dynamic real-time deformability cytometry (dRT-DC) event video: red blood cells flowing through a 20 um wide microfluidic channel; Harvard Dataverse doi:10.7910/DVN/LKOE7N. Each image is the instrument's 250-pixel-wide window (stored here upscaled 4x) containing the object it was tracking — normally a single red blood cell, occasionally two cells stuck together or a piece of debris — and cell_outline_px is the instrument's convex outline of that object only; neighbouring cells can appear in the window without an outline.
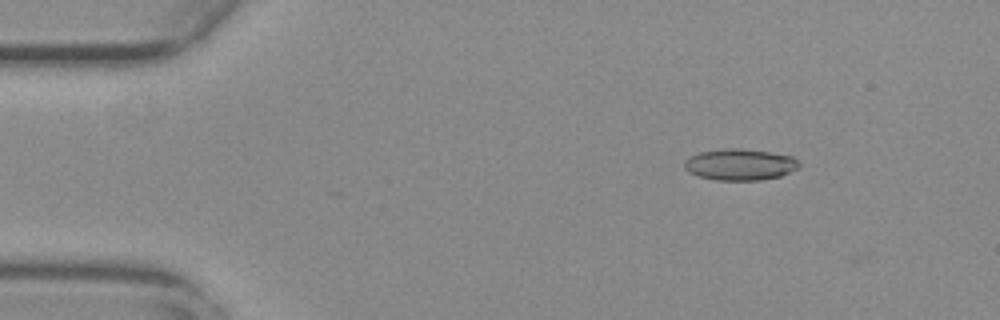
{"species": "common noctule bat (a hibernating species)", "species_latin": "Nyctalus noctula", "temperature_condition": "warm", "stored_images_in_passage": 48, "camera_frame_rate_fps": 3000, "um_per_image_px": 0.085, "animal": {"sex": "female", "body_mass_g": 29.2, "forearm_length_mm": 56.3}, "frame": {"image": 1, "passage_image": 1, "time_ms": 0.0, "image_size_px": [1000, 320], "cell_outline_px": [[800, 164], [796, 168], [780, 176], [760, 180], [716, 180], [700, 176], [688, 172], [684, 168], [684, 160], [700, 152], [724, 148], [740, 148], [768, 152], [792, 156]], "centroid_in_image_um": [62.86, 13.98], "position_along_channel_um": 22.1, "area_um2": 20.75}}
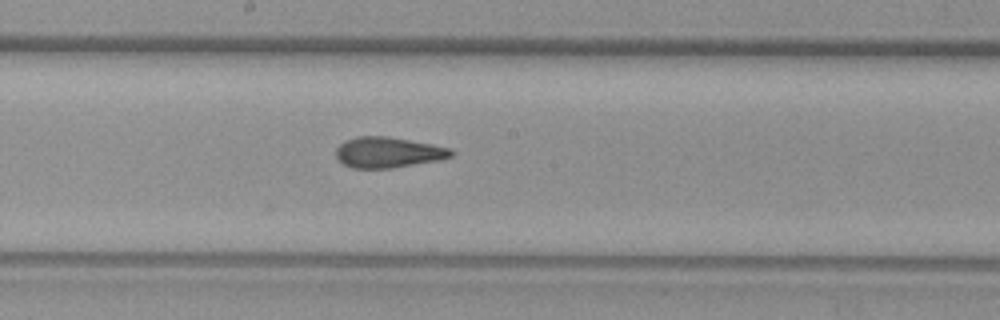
{"frame": {"image": 2, "passage_image": 23, "time_ms": 7.333, "image_size_px": [1000, 320], "cell_outline_px": [[456, 152], [452, 156], [440, 160], [392, 168], [352, 168], [336, 160], [336, 148], [344, 140], [356, 136], [388, 136], [432, 144], [448, 148]], "centroid_in_image_um": [32.96, 12.95], "position_along_channel_um": 215.2, "area_um2": 20.75}}
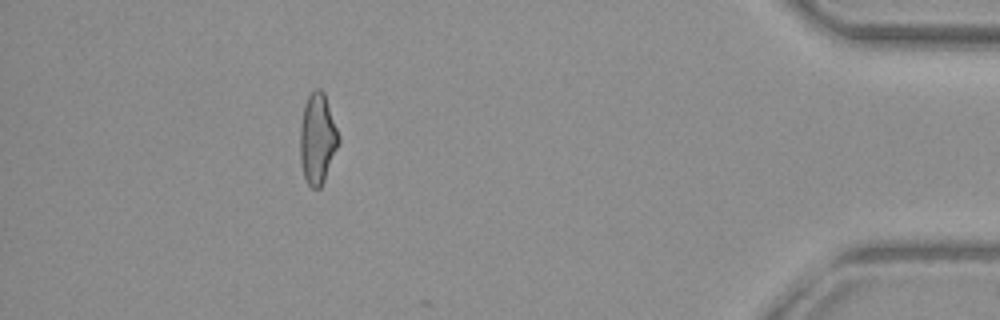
{"frame": {"image": 3, "passage_image": 43, "time_ms": 14.0, "image_size_px": [1000, 320], "cell_outline_px": [[340, 140], [324, 180], [320, 188], [312, 188], [308, 184], [304, 176], [300, 160], [300, 124], [304, 104], [308, 96], [316, 88], [320, 88], [324, 92], [340, 136]], "centroid_in_image_um": [26.98, 11.76], "position_along_channel_um": 408.2, "area_um2": 20.29}, "authors_computed_cell_mechanics": {"area_um2": 20.7213, "velocity_mm_per_s": 3.7528, "shape_relaxation_time_tau1_ms": null, "shape_relaxation_time_tau2_ms": 1.5727, "deformation_change_tau1": null, "deformation_change_tau2": 0.0939}}